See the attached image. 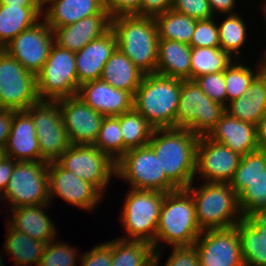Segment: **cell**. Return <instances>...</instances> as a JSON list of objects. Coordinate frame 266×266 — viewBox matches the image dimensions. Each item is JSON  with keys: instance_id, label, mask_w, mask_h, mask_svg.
Returning <instances> with one entry per match:
<instances>
[{"instance_id": "1", "label": "cell", "mask_w": 266, "mask_h": 266, "mask_svg": "<svg viewBox=\"0 0 266 266\" xmlns=\"http://www.w3.org/2000/svg\"><path fill=\"white\" fill-rule=\"evenodd\" d=\"M199 137L189 129H154L148 145L159 159L166 177L186 189L195 179L196 148Z\"/></svg>"}, {"instance_id": "2", "label": "cell", "mask_w": 266, "mask_h": 266, "mask_svg": "<svg viewBox=\"0 0 266 266\" xmlns=\"http://www.w3.org/2000/svg\"><path fill=\"white\" fill-rule=\"evenodd\" d=\"M202 232L191 194L186 189L165 193L152 244L154 250H162L167 246L194 245Z\"/></svg>"}, {"instance_id": "3", "label": "cell", "mask_w": 266, "mask_h": 266, "mask_svg": "<svg viewBox=\"0 0 266 266\" xmlns=\"http://www.w3.org/2000/svg\"><path fill=\"white\" fill-rule=\"evenodd\" d=\"M117 48L144 74L155 73L158 29L154 17L119 15L111 18Z\"/></svg>"}, {"instance_id": "4", "label": "cell", "mask_w": 266, "mask_h": 266, "mask_svg": "<svg viewBox=\"0 0 266 266\" xmlns=\"http://www.w3.org/2000/svg\"><path fill=\"white\" fill-rule=\"evenodd\" d=\"M181 81L157 73L144 74L133 107L154 129L176 128Z\"/></svg>"}, {"instance_id": "5", "label": "cell", "mask_w": 266, "mask_h": 266, "mask_svg": "<svg viewBox=\"0 0 266 266\" xmlns=\"http://www.w3.org/2000/svg\"><path fill=\"white\" fill-rule=\"evenodd\" d=\"M195 183V185H194ZM192 182L186 190L191 194L200 229H223L235 226L243 217L238 196L229 183Z\"/></svg>"}, {"instance_id": "6", "label": "cell", "mask_w": 266, "mask_h": 266, "mask_svg": "<svg viewBox=\"0 0 266 266\" xmlns=\"http://www.w3.org/2000/svg\"><path fill=\"white\" fill-rule=\"evenodd\" d=\"M127 190L118 216L126 235L118 238L143 240L153 244L165 193L131 188Z\"/></svg>"}, {"instance_id": "7", "label": "cell", "mask_w": 266, "mask_h": 266, "mask_svg": "<svg viewBox=\"0 0 266 266\" xmlns=\"http://www.w3.org/2000/svg\"><path fill=\"white\" fill-rule=\"evenodd\" d=\"M230 186L238 196L242 217L266 211V151L258 149L241 157Z\"/></svg>"}, {"instance_id": "8", "label": "cell", "mask_w": 266, "mask_h": 266, "mask_svg": "<svg viewBox=\"0 0 266 266\" xmlns=\"http://www.w3.org/2000/svg\"><path fill=\"white\" fill-rule=\"evenodd\" d=\"M115 171V178L128 183L131 189L164 193L178 189L166 177L159 159L149 145L128 150L115 163Z\"/></svg>"}, {"instance_id": "9", "label": "cell", "mask_w": 266, "mask_h": 266, "mask_svg": "<svg viewBox=\"0 0 266 266\" xmlns=\"http://www.w3.org/2000/svg\"><path fill=\"white\" fill-rule=\"evenodd\" d=\"M225 112V106L210 99L194 80L181 81L176 128L207 136Z\"/></svg>"}, {"instance_id": "10", "label": "cell", "mask_w": 266, "mask_h": 266, "mask_svg": "<svg viewBox=\"0 0 266 266\" xmlns=\"http://www.w3.org/2000/svg\"><path fill=\"white\" fill-rule=\"evenodd\" d=\"M36 79L40 100L57 101L77 95L80 84L76 73L75 52L54 43Z\"/></svg>"}, {"instance_id": "11", "label": "cell", "mask_w": 266, "mask_h": 266, "mask_svg": "<svg viewBox=\"0 0 266 266\" xmlns=\"http://www.w3.org/2000/svg\"><path fill=\"white\" fill-rule=\"evenodd\" d=\"M0 200H2L1 203H7L10 206L9 209L20 206L50 204L48 163L17 161Z\"/></svg>"}, {"instance_id": "12", "label": "cell", "mask_w": 266, "mask_h": 266, "mask_svg": "<svg viewBox=\"0 0 266 266\" xmlns=\"http://www.w3.org/2000/svg\"><path fill=\"white\" fill-rule=\"evenodd\" d=\"M26 112L32 117L39 142L40 162H56L71 146L58 101L40 100Z\"/></svg>"}, {"instance_id": "13", "label": "cell", "mask_w": 266, "mask_h": 266, "mask_svg": "<svg viewBox=\"0 0 266 266\" xmlns=\"http://www.w3.org/2000/svg\"><path fill=\"white\" fill-rule=\"evenodd\" d=\"M56 163L94 185L104 196L116 176L115 162L94 145H71Z\"/></svg>"}, {"instance_id": "14", "label": "cell", "mask_w": 266, "mask_h": 266, "mask_svg": "<svg viewBox=\"0 0 266 266\" xmlns=\"http://www.w3.org/2000/svg\"><path fill=\"white\" fill-rule=\"evenodd\" d=\"M0 100L5 109L26 111L40 101L36 75L0 49Z\"/></svg>"}, {"instance_id": "15", "label": "cell", "mask_w": 266, "mask_h": 266, "mask_svg": "<svg viewBox=\"0 0 266 266\" xmlns=\"http://www.w3.org/2000/svg\"><path fill=\"white\" fill-rule=\"evenodd\" d=\"M49 203L56 197L79 209L94 212L104 195L91 183L73 172L61 168L56 162L48 163Z\"/></svg>"}, {"instance_id": "16", "label": "cell", "mask_w": 266, "mask_h": 266, "mask_svg": "<svg viewBox=\"0 0 266 266\" xmlns=\"http://www.w3.org/2000/svg\"><path fill=\"white\" fill-rule=\"evenodd\" d=\"M53 44V30L41 19L2 49L19 61L28 72L37 75L48 59Z\"/></svg>"}, {"instance_id": "17", "label": "cell", "mask_w": 266, "mask_h": 266, "mask_svg": "<svg viewBox=\"0 0 266 266\" xmlns=\"http://www.w3.org/2000/svg\"><path fill=\"white\" fill-rule=\"evenodd\" d=\"M241 157L224 144L215 142L207 136L199 137L194 181L229 183L239 166Z\"/></svg>"}, {"instance_id": "18", "label": "cell", "mask_w": 266, "mask_h": 266, "mask_svg": "<svg viewBox=\"0 0 266 266\" xmlns=\"http://www.w3.org/2000/svg\"><path fill=\"white\" fill-rule=\"evenodd\" d=\"M194 245L200 266H245L236 226L204 230Z\"/></svg>"}, {"instance_id": "19", "label": "cell", "mask_w": 266, "mask_h": 266, "mask_svg": "<svg viewBox=\"0 0 266 266\" xmlns=\"http://www.w3.org/2000/svg\"><path fill=\"white\" fill-rule=\"evenodd\" d=\"M57 101L70 144L93 145L105 116L94 111L77 95Z\"/></svg>"}, {"instance_id": "20", "label": "cell", "mask_w": 266, "mask_h": 266, "mask_svg": "<svg viewBox=\"0 0 266 266\" xmlns=\"http://www.w3.org/2000/svg\"><path fill=\"white\" fill-rule=\"evenodd\" d=\"M77 96L104 116H119L133 108L134 96L130 92L114 88L101 79L81 84Z\"/></svg>"}, {"instance_id": "21", "label": "cell", "mask_w": 266, "mask_h": 266, "mask_svg": "<svg viewBox=\"0 0 266 266\" xmlns=\"http://www.w3.org/2000/svg\"><path fill=\"white\" fill-rule=\"evenodd\" d=\"M111 29L109 14H95L78 22L52 29L54 43L72 52L80 51L85 45L99 39Z\"/></svg>"}, {"instance_id": "22", "label": "cell", "mask_w": 266, "mask_h": 266, "mask_svg": "<svg viewBox=\"0 0 266 266\" xmlns=\"http://www.w3.org/2000/svg\"><path fill=\"white\" fill-rule=\"evenodd\" d=\"M207 137L244 156L259 149L257 126L225 112Z\"/></svg>"}, {"instance_id": "23", "label": "cell", "mask_w": 266, "mask_h": 266, "mask_svg": "<svg viewBox=\"0 0 266 266\" xmlns=\"http://www.w3.org/2000/svg\"><path fill=\"white\" fill-rule=\"evenodd\" d=\"M116 48L117 39L110 29L99 39L91 41L75 52L78 83L81 85L100 79L104 65Z\"/></svg>"}, {"instance_id": "24", "label": "cell", "mask_w": 266, "mask_h": 266, "mask_svg": "<svg viewBox=\"0 0 266 266\" xmlns=\"http://www.w3.org/2000/svg\"><path fill=\"white\" fill-rule=\"evenodd\" d=\"M51 204L20 206L10 209L7 222L16 230L25 233L30 238L45 242L57 239L58 230L55 221L47 213ZM48 210L46 211V208ZM12 212V213H11ZM56 236V237H55Z\"/></svg>"}, {"instance_id": "25", "label": "cell", "mask_w": 266, "mask_h": 266, "mask_svg": "<svg viewBox=\"0 0 266 266\" xmlns=\"http://www.w3.org/2000/svg\"><path fill=\"white\" fill-rule=\"evenodd\" d=\"M95 14H108L104 0H49L42 7V19L51 29L72 25Z\"/></svg>"}, {"instance_id": "26", "label": "cell", "mask_w": 266, "mask_h": 266, "mask_svg": "<svg viewBox=\"0 0 266 266\" xmlns=\"http://www.w3.org/2000/svg\"><path fill=\"white\" fill-rule=\"evenodd\" d=\"M4 155L15 161H40L36 129L32 117L26 111L14 113Z\"/></svg>"}, {"instance_id": "27", "label": "cell", "mask_w": 266, "mask_h": 266, "mask_svg": "<svg viewBox=\"0 0 266 266\" xmlns=\"http://www.w3.org/2000/svg\"><path fill=\"white\" fill-rule=\"evenodd\" d=\"M158 60L155 73L190 80L191 51L188 44L174 40H158Z\"/></svg>"}, {"instance_id": "28", "label": "cell", "mask_w": 266, "mask_h": 266, "mask_svg": "<svg viewBox=\"0 0 266 266\" xmlns=\"http://www.w3.org/2000/svg\"><path fill=\"white\" fill-rule=\"evenodd\" d=\"M225 111L240 121L257 126L266 114V83L257 75L247 94L229 102Z\"/></svg>"}, {"instance_id": "29", "label": "cell", "mask_w": 266, "mask_h": 266, "mask_svg": "<svg viewBox=\"0 0 266 266\" xmlns=\"http://www.w3.org/2000/svg\"><path fill=\"white\" fill-rule=\"evenodd\" d=\"M5 222L6 235L3 242L5 255L14 261L15 266H39L46 243L30 238L13 228L6 220Z\"/></svg>"}, {"instance_id": "30", "label": "cell", "mask_w": 266, "mask_h": 266, "mask_svg": "<svg viewBox=\"0 0 266 266\" xmlns=\"http://www.w3.org/2000/svg\"><path fill=\"white\" fill-rule=\"evenodd\" d=\"M143 76L144 73L116 48L104 65L100 79L114 88L130 92L134 96Z\"/></svg>"}, {"instance_id": "31", "label": "cell", "mask_w": 266, "mask_h": 266, "mask_svg": "<svg viewBox=\"0 0 266 266\" xmlns=\"http://www.w3.org/2000/svg\"><path fill=\"white\" fill-rule=\"evenodd\" d=\"M42 19V7L0 4V49Z\"/></svg>"}, {"instance_id": "32", "label": "cell", "mask_w": 266, "mask_h": 266, "mask_svg": "<svg viewBox=\"0 0 266 266\" xmlns=\"http://www.w3.org/2000/svg\"><path fill=\"white\" fill-rule=\"evenodd\" d=\"M221 19H217L219 30L220 48L227 52L233 59H242L241 50L246 47L248 38V29L246 19L242 17L237 10V13L220 15ZM223 17V18H222ZM221 21V23H219Z\"/></svg>"}, {"instance_id": "33", "label": "cell", "mask_w": 266, "mask_h": 266, "mask_svg": "<svg viewBox=\"0 0 266 266\" xmlns=\"http://www.w3.org/2000/svg\"><path fill=\"white\" fill-rule=\"evenodd\" d=\"M153 245L143 240L112 239V266H153Z\"/></svg>"}, {"instance_id": "34", "label": "cell", "mask_w": 266, "mask_h": 266, "mask_svg": "<svg viewBox=\"0 0 266 266\" xmlns=\"http://www.w3.org/2000/svg\"><path fill=\"white\" fill-rule=\"evenodd\" d=\"M159 39L174 40L190 44L197 20L173 9L155 17Z\"/></svg>"}, {"instance_id": "35", "label": "cell", "mask_w": 266, "mask_h": 266, "mask_svg": "<svg viewBox=\"0 0 266 266\" xmlns=\"http://www.w3.org/2000/svg\"><path fill=\"white\" fill-rule=\"evenodd\" d=\"M245 266H266V238L247 220L236 225Z\"/></svg>"}, {"instance_id": "36", "label": "cell", "mask_w": 266, "mask_h": 266, "mask_svg": "<svg viewBox=\"0 0 266 266\" xmlns=\"http://www.w3.org/2000/svg\"><path fill=\"white\" fill-rule=\"evenodd\" d=\"M233 60L220 47L192 48L190 80L210 73L223 72Z\"/></svg>"}, {"instance_id": "37", "label": "cell", "mask_w": 266, "mask_h": 266, "mask_svg": "<svg viewBox=\"0 0 266 266\" xmlns=\"http://www.w3.org/2000/svg\"><path fill=\"white\" fill-rule=\"evenodd\" d=\"M123 155L131 149L148 145L154 128L134 107L120 115Z\"/></svg>"}, {"instance_id": "38", "label": "cell", "mask_w": 266, "mask_h": 266, "mask_svg": "<svg viewBox=\"0 0 266 266\" xmlns=\"http://www.w3.org/2000/svg\"><path fill=\"white\" fill-rule=\"evenodd\" d=\"M241 59H234L224 71L226 84L227 104L246 95L251 82L258 75L256 63L253 67L245 65Z\"/></svg>"}, {"instance_id": "39", "label": "cell", "mask_w": 266, "mask_h": 266, "mask_svg": "<svg viewBox=\"0 0 266 266\" xmlns=\"http://www.w3.org/2000/svg\"><path fill=\"white\" fill-rule=\"evenodd\" d=\"M115 163L123 156V138L119 116H105L93 144Z\"/></svg>"}, {"instance_id": "40", "label": "cell", "mask_w": 266, "mask_h": 266, "mask_svg": "<svg viewBox=\"0 0 266 266\" xmlns=\"http://www.w3.org/2000/svg\"><path fill=\"white\" fill-rule=\"evenodd\" d=\"M78 250L79 247L77 249L59 239L50 241L44 248L39 266H76L82 256Z\"/></svg>"}, {"instance_id": "41", "label": "cell", "mask_w": 266, "mask_h": 266, "mask_svg": "<svg viewBox=\"0 0 266 266\" xmlns=\"http://www.w3.org/2000/svg\"><path fill=\"white\" fill-rule=\"evenodd\" d=\"M164 266H200L199 257L195 245L171 247ZM164 249L154 252L153 266H159L162 260Z\"/></svg>"}, {"instance_id": "42", "label": "cell", "mask_w": 266, "mask_h": 266, "mask_svg": "<svg viewBox=\"0 0 266 266\" xmlns=\"http://www.w3.org/2000/svg\"><path fill=\"white\" fill-rule=\"evenodd\" d=\"M189 45L191 48L220 47L216 16L205 20H197Z\"/></svg>"}, {"instance_id": "43", "label": "cell", "mask_w": 266, "mask_h": 266, "mask_svg": "<svg viewBox=\"0 0 266 266\" xmlns=\"http://www.w3.org/2000/svg\"><path fill=\"white\" fill-rule=\"evenodd\" d=\"M194 81L210 99L225 107L227 106L224 71L206 74L195 78Z\"/></svg>"}, {"instance_id": "44", "label": "cell", "mask_w": 266, "mask_h": 266, "mask_svg": "<svg viewBox=\"0 0 266 266\" xmlns=\"http://www.w3.org/2000/svg\"><path fill=\"white\" fill-rule=\"evenodd\" d=\"M171 9L195 20H205L215 16L208 0H173Z\"/></svg>"}, {"instance_id": "45", "label": "cell", "mask_w": 266, "mask_h": 266, "mask_svg": "<svg viewBox=\"0 0 266 266\" xmlns=\"http://www.w3.org/2000/svg\"><path fill=\"white\" fill-rule=\"evenodd\" d=\"M78 263L80 266H112V239L84 251Z\"/></svg>"}, {"instance_id": "46", "label": "cell", "mask_w": 266, "mask_h": 266, "mask_svg": "<svg viewBox=\"0 0 266 266\" xmlns=\"http://www.w3.org/2000/svg\"><path fill=\"white\" fill-rule=\"evenodd\" d=\"M111 18L119 15L140 16L141 0H104Z\"/></svg>"}, {"instance_id": "47", "label": "cell", "mask_w": 266, "mask_h": 266, "mask_svg": "<svg viewBox=\"0 0 266 266\" xmlns=\"http://www.w3.org/2000/svg\"><path fill=\"white\" fill-rule=\"evenodd\" d=\"M173 0H141L140 16L155 17L172 8Z\"/></svg>"}, {"instance_id": "48", "label": "cell", "mask_w": 266, "mask_h": 266, "mask_svg": "<svg viewBox=\"0 0 266 266\" xmlns=\"http://www.w3.org/2000/svg\"><path fill=\"white\" fill-rule=\"evenodd\" d=\"M15 112V110L11 109L0 111V149L2 150L7 144Z\"/></svg>"}, {"instance_id": "49", "label": "cell", "mask_w": 266, "mask_h": 266, "mask_svg": "<svg viewBox=\"0 0 266 266\" xmlns=\"http://www.w3.org/2000/svg\"><path fill=\"white\" fill-rule=\"evenodd\" d=\"M16 163L17 161L6 155H3L0 159V196L7 188Z\"/></svg>"}, {"instance_id": "50", "label": "cell", "mask_w": 266, "mask_h": 266, "mask_svg": "<svg viewBox=\"0 0 266 266\" xmlns=\"http://www.w3.org/2000/svg\"><path fill=\"white\" fill-rule=\"evenodd\" d=\"M210 9L215 16L224 15V14H233L237 13L235 6L237 4V0H208Z\"/></svg>"}, {"instance_id": "51", "label": "cell", "mask_w": 266, "mask_h": 266, "mask_svg": "<svg viewBox=\"0 0 266 266\" xmlns=\"http://www.w3.org/2000/svg\"><path fill=\"white\" fill-rule=\"evenodd\" d=\"M247 220L260 232V235L266 238V211L259 212Z\"/></svg>"}, {"instance_id": "52", "label": "cell", "mask_w": 266, "mask_h": 266, "mask_svg": "<svg viewBox=\"0 0 266 266\" xmlns=\"http://www.w3.org/2000/svg\"><path fill=\"white\" fill-rule=\"evenodd\" d=\"M259 149L266 151V114L260 119L257 125Z\"/></svg>"}, {"instance_id": "53", "label": "cell", "mask_w": 266, "mask_h": 266, "mask_svg": "<svg viewBox=\"0 0 266 266\" xmlns=\"http://www.w3.org/2000/svg\"><path fill=\"white\" fill-rule=\"evenodd\" d=\"M0 4L20 7H42L37 0H0Z\"/></svg>"}, {"instance_id": "54", "label": "cell", "mask_w": 266, "mask_h": 266, "mask_svg": "<svg viewBox=\"0 0 266 266\" xmlns=\"http://www.w3.org/2000/svg\"><path fill=\"white\" fill-rule=\"evenodd\" d=\"M261 53L258 59H256V66L258 69V76L266 83V51L263 50Z\"/></svg>"}, {"instance_id": "55", "label": "cell", "mask_w": 266, "mask_h": 266, "mask_svg": "<svg viewBox=\"0 0 266 266\" xmlns=\"http://www.w3.org/2000/svg\"><path fill=\"white\" fill-rule=\"evenodd\" d=\"M260 6H262L261 8V10H259V11H261V13L263 12V15H264V17L262 18L265 22V24L264 25H266V4H261ZM264 28V30L266 31V26L265 27H263ZM266 36V35H265ZM264 51H266V46H265V48H264Z\"/></svg>"}, {"instance_id": "56", "label": "cell", "mask_w": 266, "mask_h": 266, "mask_svg": "<svg viewBox=\"0 0 266 266\" xmlns=\"http://www.w3.org/2000/svg\"><path fill=\"white\" fill-rule=\"evenodd\" d=\"M37 1L43 7L49 0H37Z\"/></svg>"}, {"instance_id": "57", "label": "cell", "mask_w": 266, "mask_h": 266, "mask_svg": "<svg viewBox=\"0 0 266 266\" xmlns=\"http://www.w3.org/2000/svg\"><path fill=\"white\" fill-rule=\"evenodd\" d=\"M2 110H5V108H4V106H3V104H2V102L0 100V111H2Z\"/></svg>"}, {"instance_id": "58", "label": "cell", "mask_w": 266, "mask_h": 266, "mask_svg": "<svg viewBox=\"0 0 266 266\" xmlns=\"http://www.w3.org/2000/svg\"><path fill=\"white\" fill-rule=\"evenodd\" d=\"M3 155H4V150L0 149V159L2 158Z\"/></svg>"}]
</instances>
